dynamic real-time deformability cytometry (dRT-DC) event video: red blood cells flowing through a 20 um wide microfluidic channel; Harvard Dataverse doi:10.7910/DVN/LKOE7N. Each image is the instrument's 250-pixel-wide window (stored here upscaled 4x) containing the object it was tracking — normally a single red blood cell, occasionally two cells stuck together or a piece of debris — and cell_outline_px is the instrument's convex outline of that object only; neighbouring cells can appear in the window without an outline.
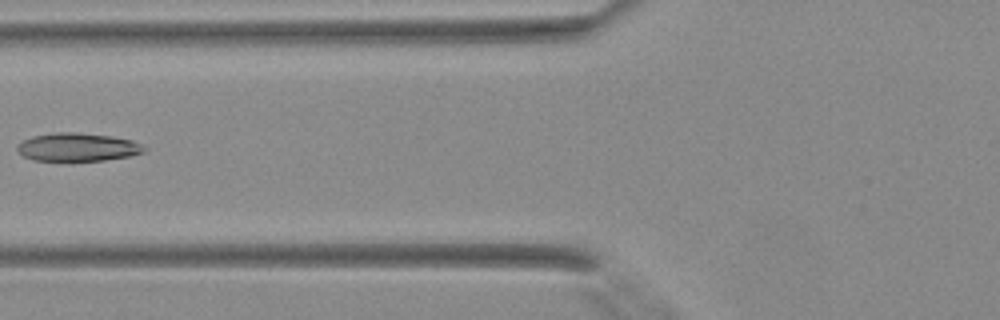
{"species": "Egyptian fruit bat (a non-hibernating species)", "species_latin": "Rousettus aegyptiacus", "temperature_condition": "warm", "stored_images_in_passage": 3, "camera_frame_rate_fps": 3000, "um_per_image_px": 0.085, "animal": {"sex": "female"}, "frame": {"image": 1, "passage_image": 3, "time_ms": 0.667, "image_size_px": [1000, 320], "cell_outline_px": [[148, 148], [144, 152], [128, 156], [104, 160], [32, 160], [16, 152], [16, 144], [32, 136], [56, 132], [76, 132], [112, 136], [132, 140]], "centroid_in_image_um": [6.57, 12.49], "position_along_channel_um": 119.2, "area_um2": 20.87}}